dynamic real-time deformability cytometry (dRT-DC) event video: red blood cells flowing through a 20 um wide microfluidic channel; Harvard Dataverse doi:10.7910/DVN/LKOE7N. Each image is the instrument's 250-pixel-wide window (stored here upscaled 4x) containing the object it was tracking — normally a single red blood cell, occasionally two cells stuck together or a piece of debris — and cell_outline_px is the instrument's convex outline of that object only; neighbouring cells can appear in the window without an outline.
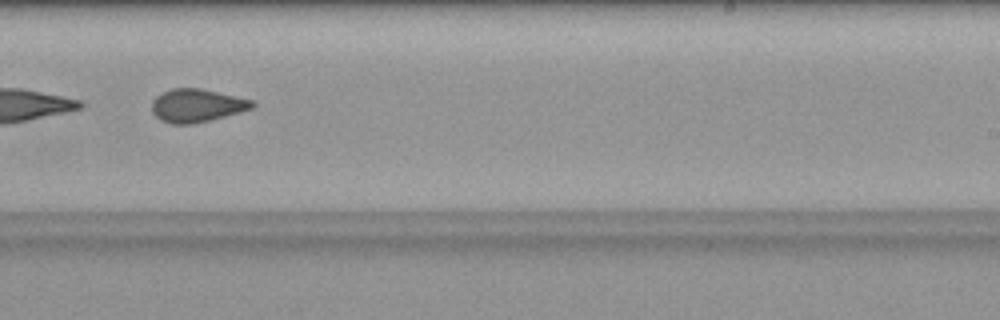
{"species": "common noctule bat (a hibernating species)", "species_latin": "Nyctalus noctula", "temperature_condition": "warm", "stored_images_in_passage": 42, "segment_of_instrument_passage": [2, 2], "camera_frame_rate_fps": 3000, "um_per_image_px": 0.085, "animal": {"sex": "female", "body_mass_g": 19.9}, "frame": {"image": 1, "passage_image": 27, "time_ms": 8.667, "image_size_px": [1000, 320], "cell_outline_px": [[256, 108], [192, 124], [172, 124], [160, 120], [152, 112], [152, 100], [156, 96], [172, 88], [200, 88], [252, 100], [256, 104]], "centroid_in_image_um": [16.73, 8.97], "position_along_channel_um": 272.3, "area_um2": 19.31}}